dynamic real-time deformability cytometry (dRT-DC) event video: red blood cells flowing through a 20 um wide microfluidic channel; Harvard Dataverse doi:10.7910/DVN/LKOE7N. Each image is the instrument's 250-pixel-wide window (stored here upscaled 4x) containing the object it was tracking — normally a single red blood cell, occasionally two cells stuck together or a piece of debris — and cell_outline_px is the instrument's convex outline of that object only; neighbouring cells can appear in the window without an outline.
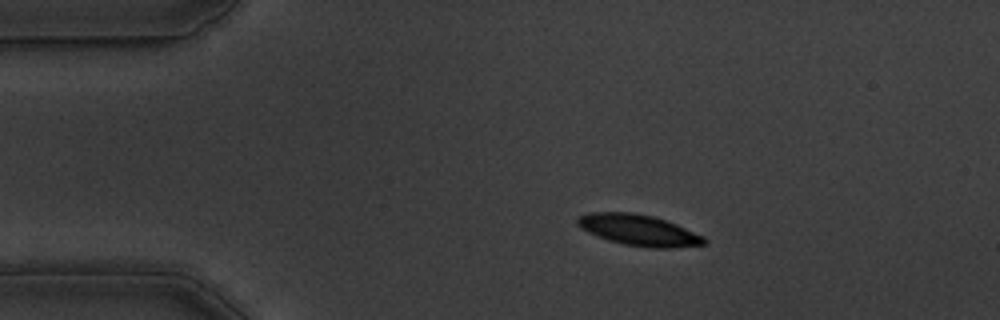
{"species": "common noctule bat (a hibernating species)", "species_latin": "Nyctalus noctula", "temperature_condition": "warm", "stored_images_in_passage": 47, "camera_frame_rate_fps": 3000, "um_per_image_px": 0.085, "animal": {"sex": "male", "body_mass_g": 19.5, "forearm_length_mm": 54.6}, "frame": {"image": 1, "passage_image": 1, "time_ms": 0.0, "image_size_px": [1000, 320], "cell_outline_px": [[708, 240], [704, 244], [672, 248], [648, 248], [624, 244], [608, 240], [596, 236], [580, 228], [576, 224], [576, 220], [580, 216], [588, 212], [632, 212], [652, 216], [676, 224], [704, 236]], "centroid_in_image_um": [54.27, 19.56], "position_along_channel_um": 30.7, "area_um2": 22.95}}
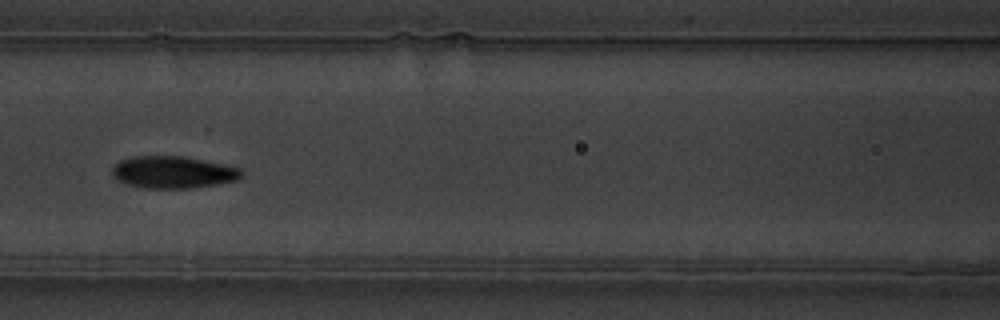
{"frame": {"image": 2, "passage_image": 15, "time_ms": 4.667, "image_size_px": [1000, 320], "cell_outline_px": [[240, 176], [236, 180], [216, 184], [188, 188], [144, 188], [128, 184], [116, 180], [112, 176], [112, 164], [120, 160], [132, 156], [184, 156], [240, 168]], "centroid_in_image_um": [14.61, 14.63], "position_along_channel_um": 152.0, "area_um2": 24.04}}
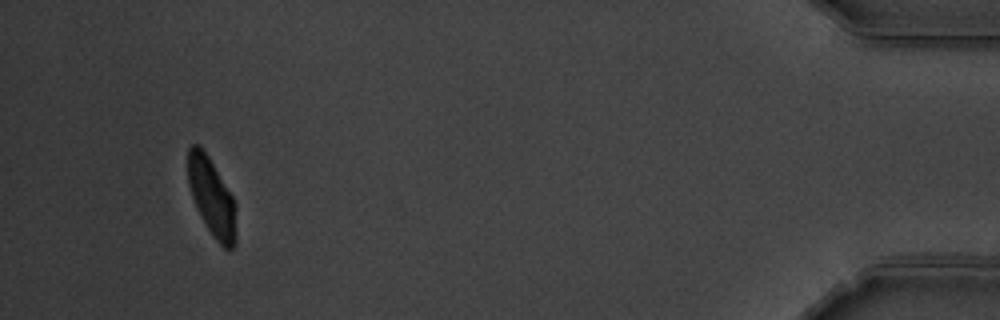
{"frame": {"image": 3, "passage_image": 43, "time_ms": 14.0, "image_size_px": [1000, 320], "cell_outline_px": [[236, 240], [232, 248], [228, 252], [216, 240], [200, 216], [196, 208], [188, 184], [188, 148], [192, 144], [196, 144], [208, 156], [232, 196], [236, 204]], "centroid_in_image_um": [18.01, 16.81], "position_along_channel_um": 417.2, "area_um2": 21.73}, "authors_computed_cell_mechanics": {"area_um2": 23.6402, "velocity_mm_per_s": 3.6188, "shape_relaxation_time_tau1_ms": 3.3148, "shape_relaxation_time_tau2_ms": 1.1986, "deformation_change_tau1": 0.1575, "deformation_change_tau2": 0.0548}}